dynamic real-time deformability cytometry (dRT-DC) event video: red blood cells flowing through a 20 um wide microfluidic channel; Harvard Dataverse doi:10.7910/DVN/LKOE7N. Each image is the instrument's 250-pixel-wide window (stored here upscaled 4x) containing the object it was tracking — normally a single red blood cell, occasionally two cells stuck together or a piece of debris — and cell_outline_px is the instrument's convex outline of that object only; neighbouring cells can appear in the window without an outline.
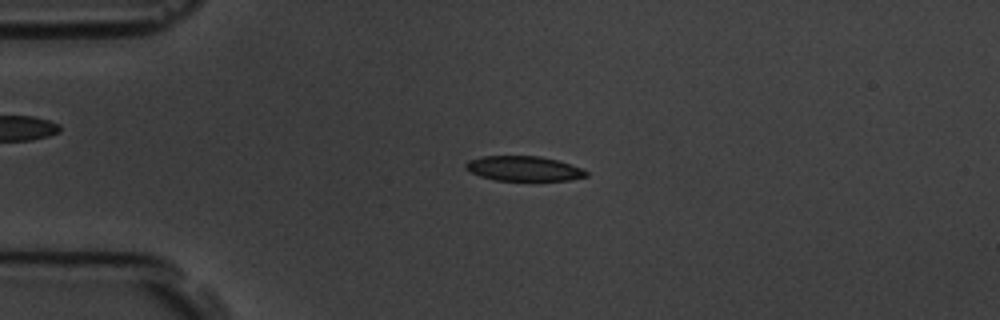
{"species": "common noctule bat (a hibernating species)", "species_latin": "Nyctalus noctula", "temperature_condition": "room temperature", "stored_images_in_passage": 5, "camera_frame_rate_fps": 3000, "um_per_image_px": 0.085, "animal": {"sex": "male", "body_mass_g": 19.5, "forearm_length_mm": 54.6}, "frame": {"image": 1, "passage_image": 4, "time_ms": 3.667, "image_size_px": [1000, 320], "cell_outline_px": [[588, 176], [568, 180], [496, 180], [480, 176], [464, 168], [464, 164], [468, 160], [484, 156], [540, 156], [556, 160], [580, 168], [588, 172]], "centroid_in_image_um": [44.48, 14.32], "position_along_channel_um": 40.5, "area_um2": 17.22}}